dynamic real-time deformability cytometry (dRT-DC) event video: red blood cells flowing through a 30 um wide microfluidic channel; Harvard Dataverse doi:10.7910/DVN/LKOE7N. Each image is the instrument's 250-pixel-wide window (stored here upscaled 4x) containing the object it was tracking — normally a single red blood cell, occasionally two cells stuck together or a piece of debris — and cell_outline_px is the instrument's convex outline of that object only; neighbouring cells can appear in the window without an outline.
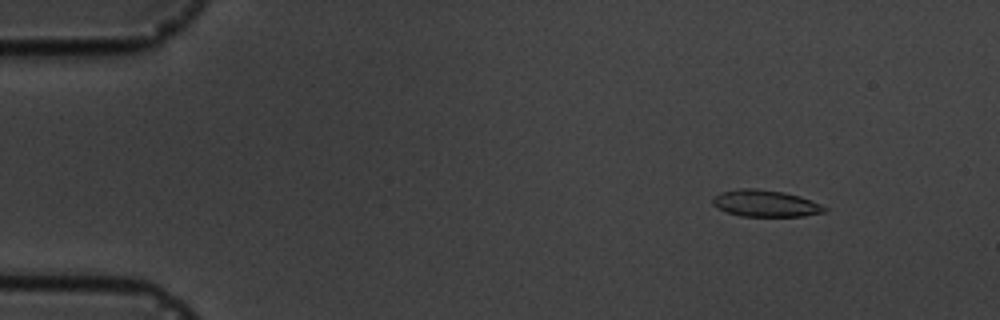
{"species": "common noctule bat (a hibernating species)", "species_latin": "Nyctalus noctula", "temperature_condition": "cold", "stored_images_in_passage": 6, "camera_frame_rate_fps": 3000, "um_per_image_px": 0.085, "animal": {"sex": "male", "body_mass_g": 19.5, "forearm_length_mm": 54.6}, "frame": {"image": 1, "passage_image": 2, "time_ms": 1.0, "image_size_px": [1000, 320], "cell_outline_px": [[828, 212], [804, 216], [740, 216], [728, 212], [712, 204], [712, 196], [720, 192], [740, 188], [756, 188], [784, 192], [800, 196], [820, 204], [828, 208]], "centroid_in_image_um": [65.08, 17.28], "position_along_channel_um": 19.9, "area_um2": 17.51}}
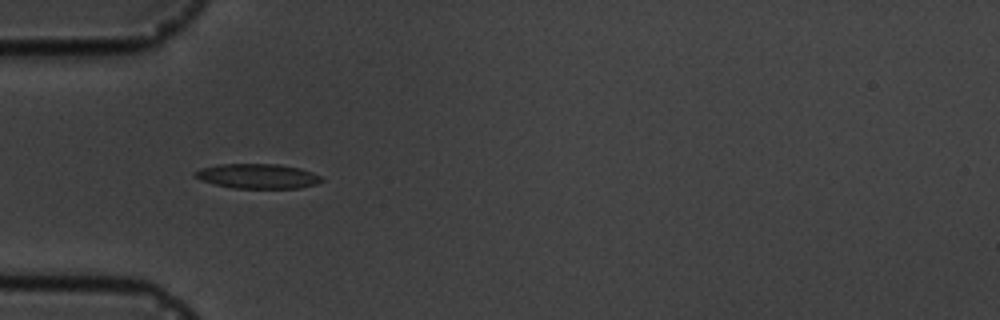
{"frame": {"image": 2, "passage_image": 5, "time_ms": 4.667, "image_size_px": [1000, 320], "cell_outline_px": [[324, 180], [316, 184], [300, 188], [232, 188], [212, 184], [200, 180], [192, 176], [192, 172], [200, 168], [216, 164], [276, 164], [300, 168], [312, 172], [320, 176]], "centroid_in_image_um": [21.83, 14.97], "position_along_channel_um": 63.2, "area_um2": 18.5}}
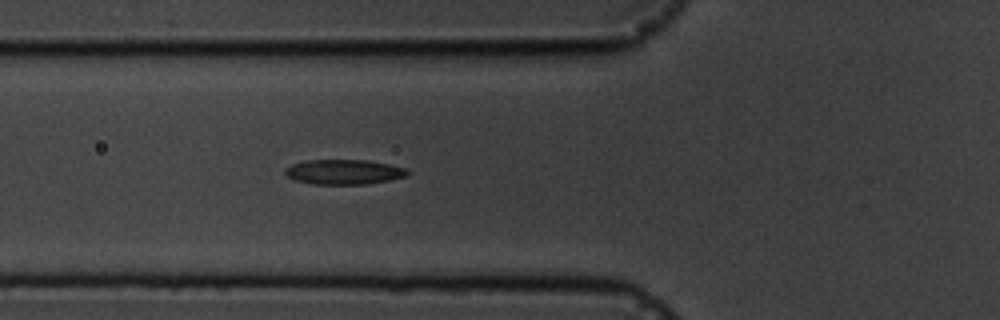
{"frame": {"image": 3, "passage_image": 6, "time_ms": 5.667, "image_size_px": [1000, 320], "cell_outline_px": [[412, 172], [408, 176], [392, 180], [368, 184], [312, 184], [296, 180], [288, 176], [284, 172], [284, 168], [292, 164], [308, 160], [368, 160], [408, 168]], "centroid_in_image_um": [29.31, 14.61], "position_along_channel_um": 96.5, "area_um2": 17.98}}